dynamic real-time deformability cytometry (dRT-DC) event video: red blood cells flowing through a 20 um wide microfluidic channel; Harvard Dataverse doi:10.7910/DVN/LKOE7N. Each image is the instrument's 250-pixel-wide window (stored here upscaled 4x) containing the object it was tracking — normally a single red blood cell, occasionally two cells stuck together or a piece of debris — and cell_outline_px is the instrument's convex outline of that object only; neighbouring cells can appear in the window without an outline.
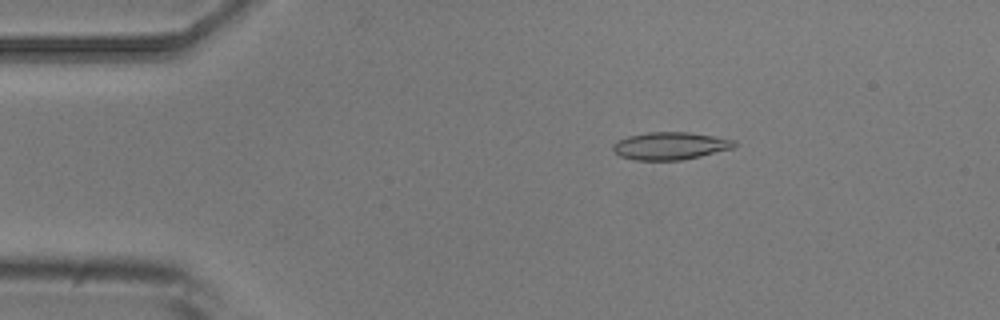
{"species": "common noctule bat (a hibernating species)", "species_latin": "Nyctalus noctula", "temperature_condition": "room temperature", "stored_images_in_passage": 6, "camera_frame_rate_fps": 3000, "um_per_image_px": 0.085, "animal": {"sex": "male", "body_mass_g": 20.5, "forearm_length_mm": 52.5}, "frame": {"image": 1, "passage_image": 3, "time_ms": 2.333, "image_size_px": [1000, 320], "cell_outline_px": [[736, 144], [732, 148], [700, 156], [680, 160], [636, 160], [620, 156], [612, 148], [612, 144], [616, 140], [628, 136], [648, 132], [688, 132], [716, 136], [736, 140]], "centroid_in_image_um": [56.95, 12.39], "position_along_channel_um": 28.0, "area_um2": 19.48}}
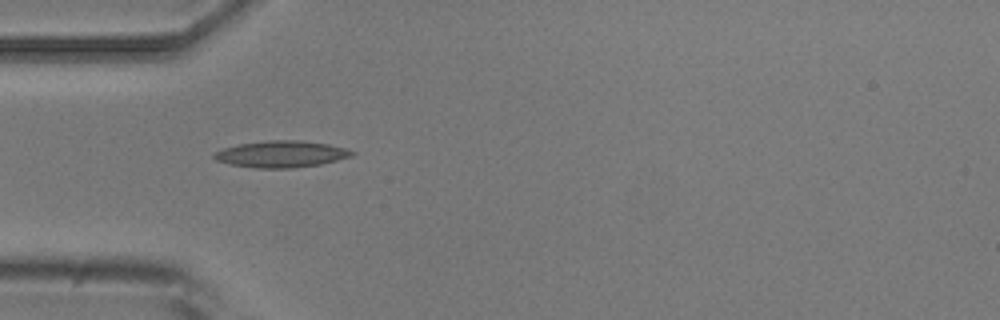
{"frame": {"image": 2, "passage_image": 5, "time_ms": 4.667, "image_size_px": [1000, 320], "cell_outline_px": [[356, 152], [352, 156], [320, 164], [288, 168], [256, 168], [232, 164], [216, 160], [212, 156], [212, 152], [224, 148], [240, 144], [272, 140], [304, 140], [328, 144], [344, 148]], "centroid_in_image_um": [23.9, 13.09], "position_along_channel_um": 61.1, "area_um2": 21.15}}
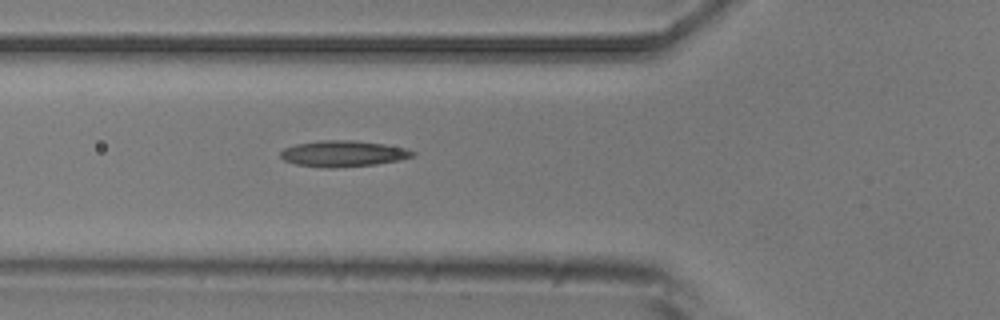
{"frame": {"image": 3, "passage_image": 6, "time_ms": 5.667, "image_size_px": [1000, 320], "cell_outline_px": [[416, 156], [400, 160], [376, 164], [332, 168], [328, 168], [296, 164], [284, 160], [280, 156], [280, 152], [284, 148], [296, 144], [320, 140], [356, 140], [384, 144], [404, 148], [416, 152]], "centroid_in_image_um": [29.18, 13.05], "position_along_channel_um": 96.6, "area_um2": 20.11}}